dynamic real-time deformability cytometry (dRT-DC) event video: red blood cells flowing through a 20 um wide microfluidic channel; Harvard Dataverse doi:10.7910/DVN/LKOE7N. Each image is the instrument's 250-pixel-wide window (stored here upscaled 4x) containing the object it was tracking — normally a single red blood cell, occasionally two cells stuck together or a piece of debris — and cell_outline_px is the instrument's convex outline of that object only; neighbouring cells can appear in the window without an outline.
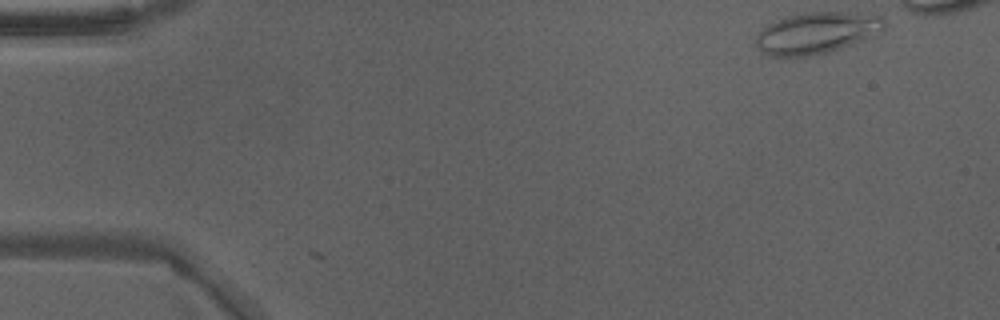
{"species": "Egyptian fruit bat (a non-hibernating species)", "species_latin": "Rousettus aegyptiacus", "temperature_condition": "warm", "stored_images_in_passage": 3, "camera_frame_rate_fps": 3000, "um_per_image_px": 0.085, "animal": {"sex": "male"}, "frame": {"image": 1, "passage_image": 3, "time_ms": 0.667, "image_size_px": [1000, 320], "cell_outline_px": [[884, 28], [880, 32], [872, 36], [840, 48], [808, 56], [768, 56], [756, 48], [756, 36], [768, 24], [776, 20], [788, 16], [808, 12], [872, 12], [880, 16], [884, 20]], "centroid_in_image_um": [69.42, 2.78], "position_along_channel_um": 15.6, "area_um2": 30.92}}